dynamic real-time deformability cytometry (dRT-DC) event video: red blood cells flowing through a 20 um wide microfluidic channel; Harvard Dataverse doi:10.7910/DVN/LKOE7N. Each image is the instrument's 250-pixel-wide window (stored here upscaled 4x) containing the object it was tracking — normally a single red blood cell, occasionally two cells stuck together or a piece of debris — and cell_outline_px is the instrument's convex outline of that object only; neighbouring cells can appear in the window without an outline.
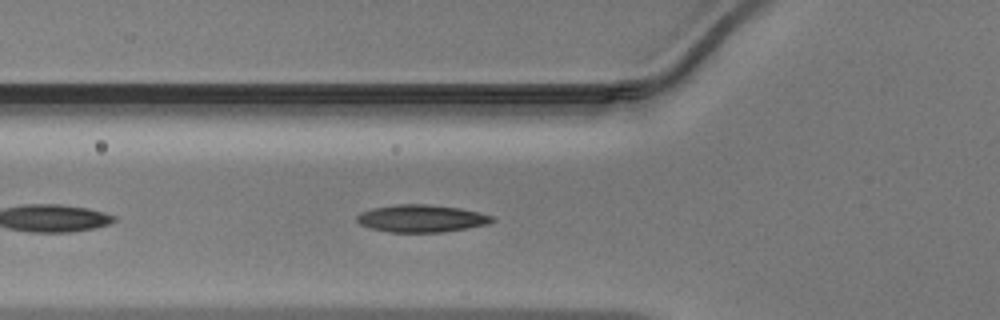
{"species": "Egyptian fruit bat (a non-hibernating species)", "species_latin": "Rousettus aegyptiacus", "temperature_condition": "warm", "stored_images_in_passage": 24, "camera_frame_rate_fps": 3000, "um_per_image_px": 0.085, "animal": {"sex": "male"}, "frame": {"image": 1, "passage_image": 5, "time_ms": 1.333, "image_size_px": [1000, 320], "cell_outline_px": [[496, 220], [488, 224], [468, 228], [444, 232], [388, 232], [368, 228], [360, 224], [356, 220], [356, 216], [360, 212], [372, 208], [396, 204], [428, 204], [460, 208], [496, 216]], "centroid_in_image_um": [35.83, 18.57], "position_along_channel_um": 90.0, "area_um2": 21.91}}
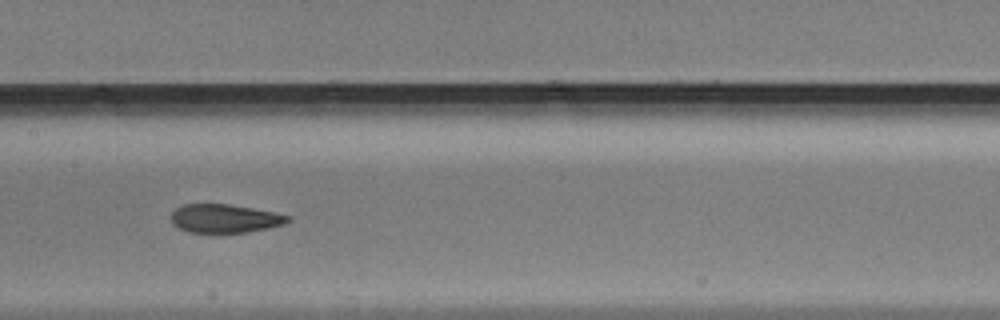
{"frame": {"image": 2, "passage_image": 12, "time_ms": 3.667, "image_size_px": [1000, 320], "cell_outline_px": [[292, 220], [284, 224], [268, 228], [248, 232], [188, 232], [172, 224], [172, 212], [176, 208], [184, 204], [228, 204], [252, 208], [292, 216]], "centroid_in_image_um": [19.13, 18.57], "position_along_channel_um": 188.3, "area_um2": 19.31}}
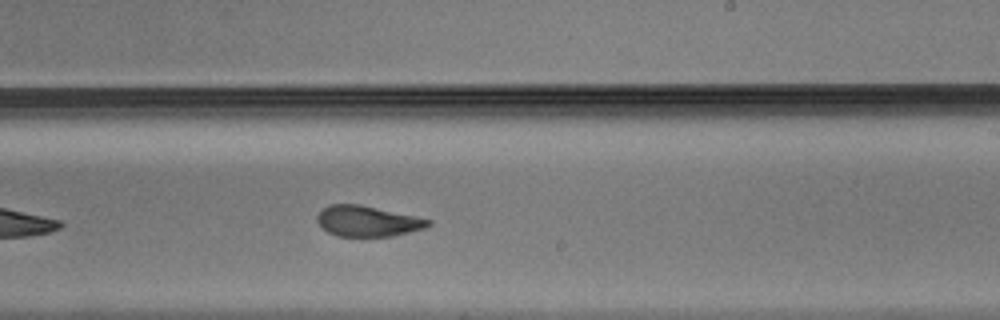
{"frame": {"image": 3, "passage_image": 17, "time_ms": 5.333, "image_size_px": [1000, 320], "cell_outline_px": [[432, 224], [424, 228], [392, 236], [336, 236], [328, 232], [316, 220], [316, 216], [328, 204], [360, 204], [416, 216], [432, 220]], "centroid_in_image_um": [31.25, 18.79], "position_along_channel_um": 257.8, "area_um2": 19.77}}